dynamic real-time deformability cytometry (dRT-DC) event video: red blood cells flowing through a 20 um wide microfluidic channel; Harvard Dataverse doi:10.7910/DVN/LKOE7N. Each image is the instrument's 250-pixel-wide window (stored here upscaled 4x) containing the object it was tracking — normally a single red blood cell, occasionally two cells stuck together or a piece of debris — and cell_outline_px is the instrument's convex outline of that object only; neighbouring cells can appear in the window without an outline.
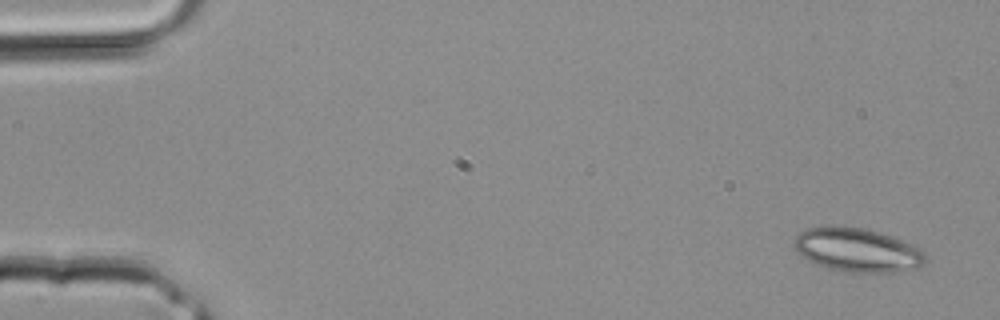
{"species": "common noctule bat (a hibernating species)", "species_latin": "Nyctalus noctula", "temperature_condition": "room temperature", "stored_images_in_passage": 3, "camera_frame_rate_fps": 3000, "um_per_image_px": 0.085, "animal": {"sex": "male", "body_mass_g": 20.4}, "frame": {"image": 1, "passage_image": 1, "time_ms": 0.0, "image_size_px": [1000, 320], "cell_outline_px": [[924, 264], [916, 268], [888, 276], [852, 272], [828, 268], [808, 260], [796, 252], [796, 236], [800, 232], [808, 228], [864, 228], [912, 244], [920, 248], [924, 252]], "centroid_in_image_um": [72.95, 21.33], "position_along_channel_um": 12.0, "area_um2": 33.23}}